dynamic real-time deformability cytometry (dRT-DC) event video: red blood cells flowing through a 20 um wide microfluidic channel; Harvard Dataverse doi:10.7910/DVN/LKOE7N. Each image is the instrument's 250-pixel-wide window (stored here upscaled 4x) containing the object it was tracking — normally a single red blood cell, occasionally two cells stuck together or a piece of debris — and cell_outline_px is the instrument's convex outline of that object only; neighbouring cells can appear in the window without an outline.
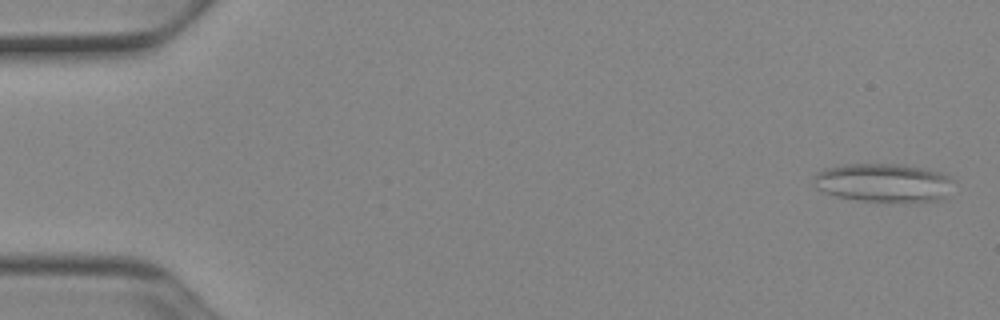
{"species": "Egyptian fruit bat (a non-hibernating species)", "species_latin": "Rousettus aegyptiacus", "temperature_condition": "cold", "stored_images_in_passage": 52, "camera_frame_rate_fps": 3000, "um_per_image_px": 0.085, "animal": {"sex": "female"}, "frame": {"image": 1, "passage_image": 2, "time_ms": 0.333, "image_size_px": [1000, 320], "cell_outline_px": [[956, 180], [944, 200], [856, 200], [836, 196], [824, 192], [816, 188], [812, 180], [812, 176], [816, 172], [824, 168], [844, 164], [904, 164], [940, 172]], "centroid_in_image_um": [75.07, 15.5], "position_along_channel_um": 9.9, "area_um2": 31.39}}
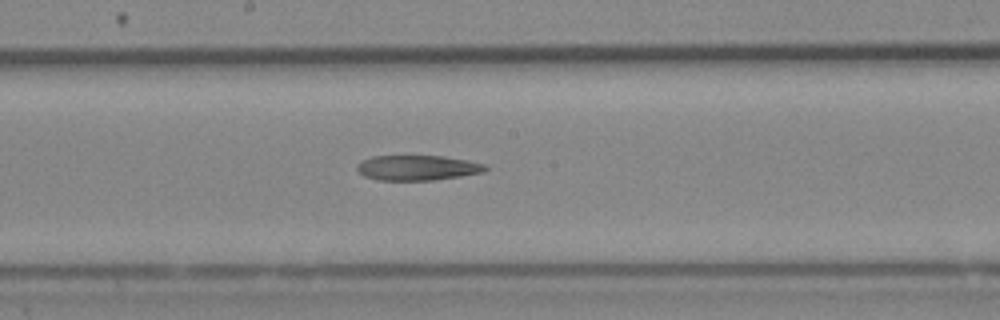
{"frame": {"image": 2, "passage_image": 28, "time_ms": 9.0, "image_size_px": [1000, 320], "cell_outline_px": [[488, 168], [484, 172], [436, 180], [376, 180], [364, 176], [356, 168], [356, 164], [360, 160], [372, 156], [444, 156], [468, 160], [484, 164]], "centroid_in_image_um": [35.45, 14.26], "position_along_channel_um": 212.7, "area_um2": 18.9}}
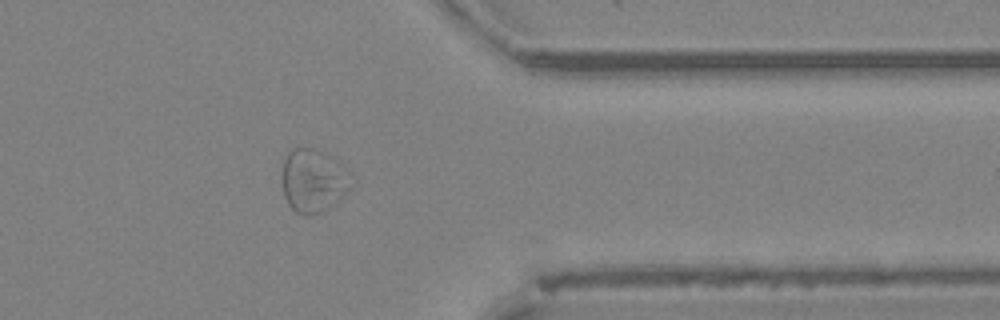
{"frame": {"image": 3, "passage_image": 42, "time_ms": 13.667, "image_size_px": [1000, 320], "cell_outline_px": [[356, 180], [352, 188], [344, 196], [320, 212], [312, 216], [304, 216], [296, 212], [288, 204], [284, 196], [284, 156], [292, 148], [316, 148], [324, 152], [344, 164]], "centroid_in_image_um": [26.71, 15.34], "position_along_channel_um": 384.7, "area_um2": 25.95}}